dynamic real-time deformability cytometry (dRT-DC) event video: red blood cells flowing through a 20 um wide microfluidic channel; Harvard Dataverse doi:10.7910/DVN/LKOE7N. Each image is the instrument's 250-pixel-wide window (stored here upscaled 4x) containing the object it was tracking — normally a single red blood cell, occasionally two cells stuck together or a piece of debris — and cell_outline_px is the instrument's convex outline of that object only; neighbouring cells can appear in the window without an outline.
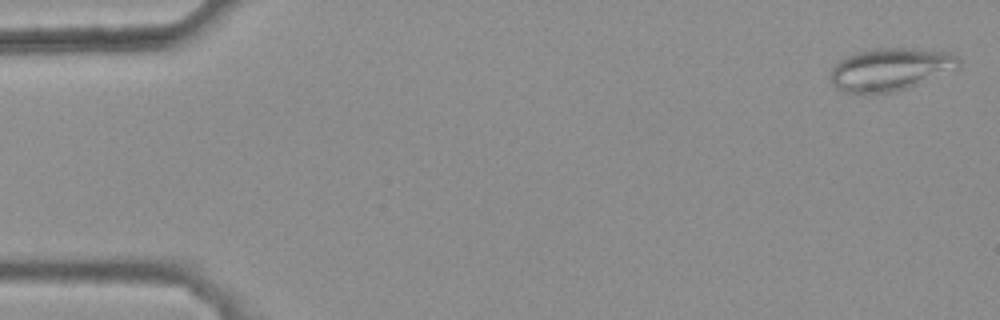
{"species": "common noctule bat (a hibernating species)", "species_latin": "Nyctalus noctula", "temperature_condition": "warm", "stored_images_in_passage": 47, "camera_frame_rate_fps": 3000, "um_per_image_px": 0.085, "animal": {"sex": "female", "body_mass_g": 25.1}, "frame": {"image": 1, "passage_image": 2, "time_ms": 0.333, "image_size_px": [1000, 320], "cell_outline_px": [[960, 68], [908, 88], [892, 92], [868, 96], [844, 92], [836, 88], [832, 84], [828, 76], [832, 68], [840, 60], [856, 52], [876, 48], [916, 48], [952, 52], [960, 56]], "centroid_in_image_um": [75.68, 5.92], "position_along_channel_um": 9.3, "area_um2": 32.83}}
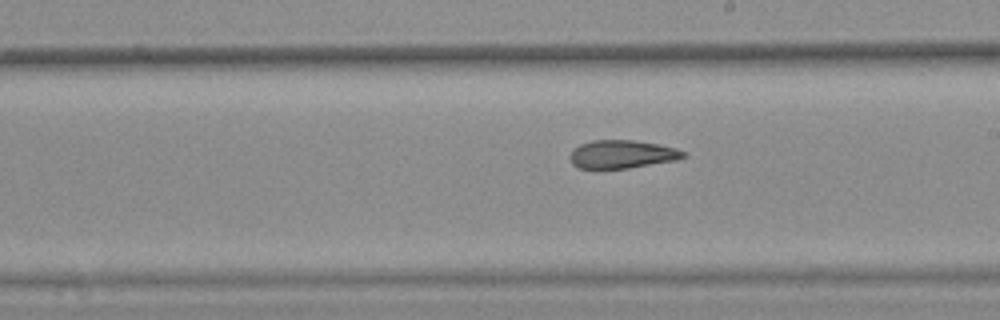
{"frame": {"image": 2, "passage_image": 30, "time_ms": 9.667, "image_size_px": [1000, 320], "cell_outline_px": [[688, 156], [676, 160], [628, 168], [580, 168], [572, 164], [568, 156], [572, 148], [580, 144], [592, 140], [636, 140], [676, 148], [688, 152]], "centroid_in_image_um": [52.87, 13.1], "position_along_channel_um": 236.1, "area_um2": 18.79}}
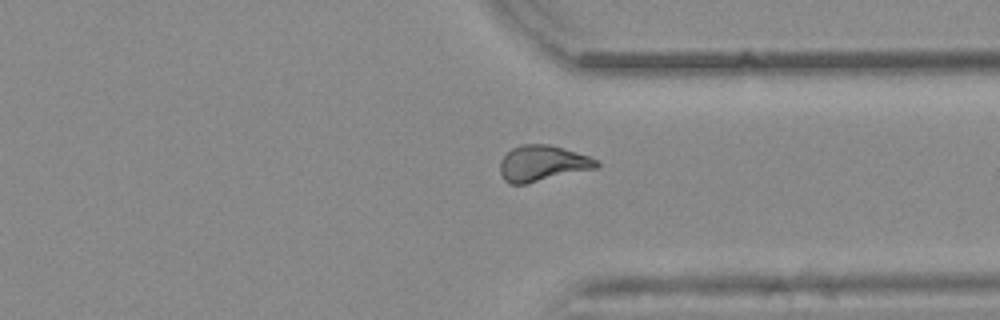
{"frame": {"image": 3, "passage_image": 40, "time_ms": 13.0, "image_size_px": [1000, 320], "cell_outline_px": [[600, 164], [596, 168], [524, 184], [508, 184], [504, 180], [500, 172], [500, 160], [512, 148], [520, 144], [548, 144], [564, 148], [600, 160]], "centroid_in_image_um": [46.1, 13.88], "position_along_channel_um": 365.3, "area_um2": 20.11}, "authors_computed_cell_mechanics": {"area_um2": 19.8832, "velocity_mm_per_s": 3.8709, "shape_relaxation_time_tau1_ms": null, "shape_relaxation_time_tau2_ms": 3.3078, "deformation_change_tau1": null, "deformation_change_tau2": 0.1165}}